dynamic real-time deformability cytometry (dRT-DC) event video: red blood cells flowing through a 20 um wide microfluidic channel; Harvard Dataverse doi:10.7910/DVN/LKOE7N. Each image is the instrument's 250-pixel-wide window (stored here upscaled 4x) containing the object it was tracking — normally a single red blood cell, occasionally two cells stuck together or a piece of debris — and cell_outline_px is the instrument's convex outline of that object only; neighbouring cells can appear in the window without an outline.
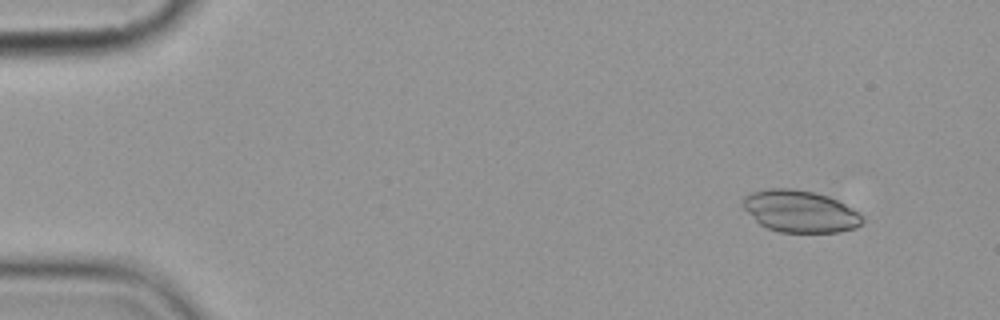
{"species": "common noctule bat (a hibernating species)", "species_latin": "Nyctalus noctula", "temperature_condition": "cold", "stored_images_in_passage": 9, "camera_frame_rate_fps": 3000, "um_per_image_px": 0.085, "animal": {"sex": "female", "body_mass_g": 19.9}, "frame": {"image": 1, "passage_image": 2, "time_ms": 1.333, "image_size_px": [1000, 320], "cell_outline_px": [[864, 220], [856, 228], [840, 232], [780, 232], [768, 228], [760, 224], [744, 208], [744, 196], [752, 192], [764, 188], [792, 188], [816, 192], [828, 196], [860, 212], [864, 216]], "centroid_in_image_um": [68.04, 17.95], "position_along_channel_um": 17.0, "area_um2": 29.25}}
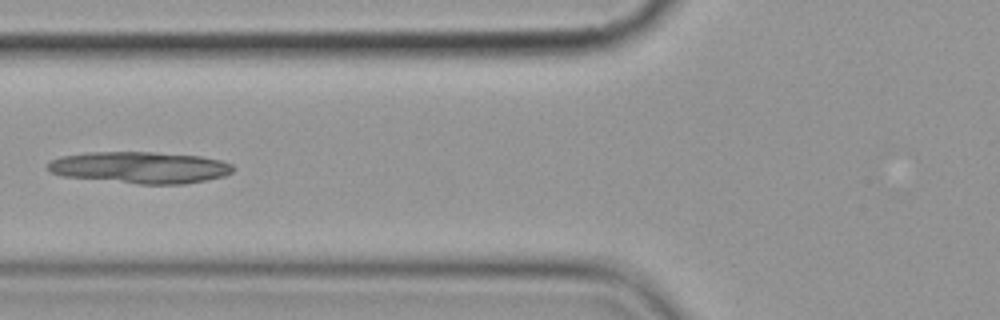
{"frame": {"image": 2, "passage_image": 6, "time_ms": 7.0, "image_size_px": [1000, 320], "cell_outline_px": [[232, 172], [224, 176], [184, 184], [140, 184], [60, 176], [48, 172], [48, 164], [52, 160], [60, 156], [88, 152], [156, 152], [200, 156], [220, 160], [232, 164]], "centroid_in_image_um": [11.86, 14.23], "position_along_channel_um": 113.9, "area_um2": 34.22}}
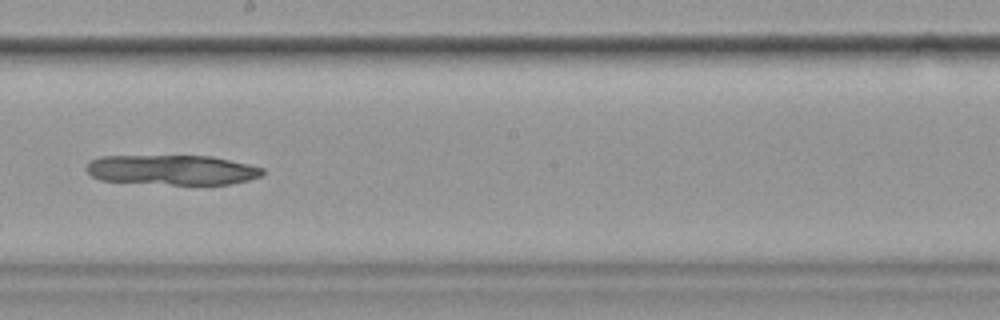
{"frame": {"image": 3, "passage_image": 9, "time_ms": 10.333, "image_size_px": [1000, 320], "cell_outline_px": [[264, 172], [260, 176], [248, 180], [228, 184], [172, 184], [100, 180], [92, 176], [84, 168], [88, 160], [100, 156], [212, 156], [248, 164], [264, 168]], "centroid_in_image_um": [14.59, 14.43], "position_along_channel_um": 233.6, "area_um2": 30.63}}